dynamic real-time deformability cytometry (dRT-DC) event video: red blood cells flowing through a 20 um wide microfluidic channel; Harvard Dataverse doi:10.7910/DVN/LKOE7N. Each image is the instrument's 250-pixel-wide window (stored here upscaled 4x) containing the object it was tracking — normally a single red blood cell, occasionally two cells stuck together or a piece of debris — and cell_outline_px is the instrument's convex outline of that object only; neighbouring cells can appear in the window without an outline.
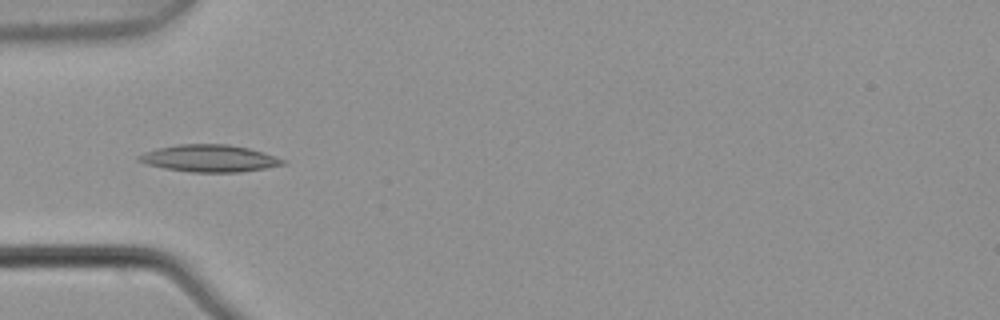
{"species": "common noctule bat (a hibernating species)", "species_latin": "Nyctalus noctula", "temperature_condition": "warm", "stored_images_in_passage": 5, "camera_frame_rate_fps": 3000, "um_per_image_px": 0.085, "animal": {"sex": "male", "body_mass_g": 21.5, "forearm_length_mm": 52.0}, "frame": {"image": 1, "passage_image": 3, "time_ms": 0.667, "image_size_px": [1000, 320], "cell_outline_px": [[288, 160], [284, 164], [264, 168], [240, 172], [192, 172], [164, 168], [148, 164], [136, 160], [136, 156], [144, 152], [176, 144], [228, 144], [248, 148]], "centroid_in_image_um": [17.79, 13.46], "position_along_channel_um": 67.2, "area_um2": 22.6}}
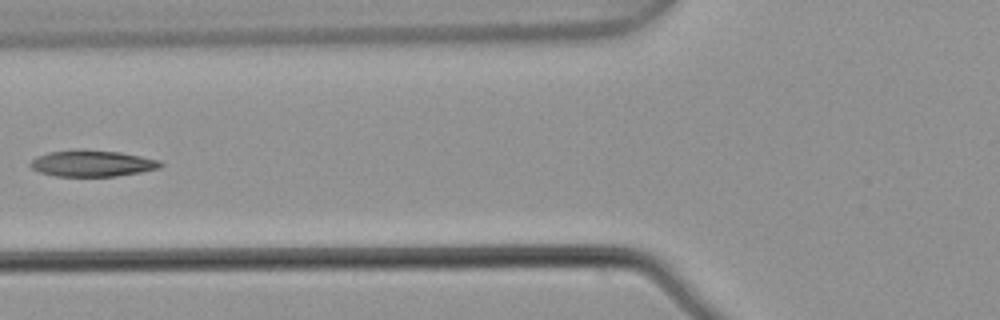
{"frame": {"image": 2, "passage_image": 4, "time_ms": 1.0, "image_size_px": [1000, 320], "cell_outline_px": [[164, 164], [160, 168], [140, 172], [116, 176], [56, 176], [40, 172], [32, 168], [28, 164], [36, 156], [48, 152], [120, 152], [160, 160]], "centroid_in_image_um": [7.87, 13.93], "position_along_channel_um": 117.9, "area_um2": 19.13}}
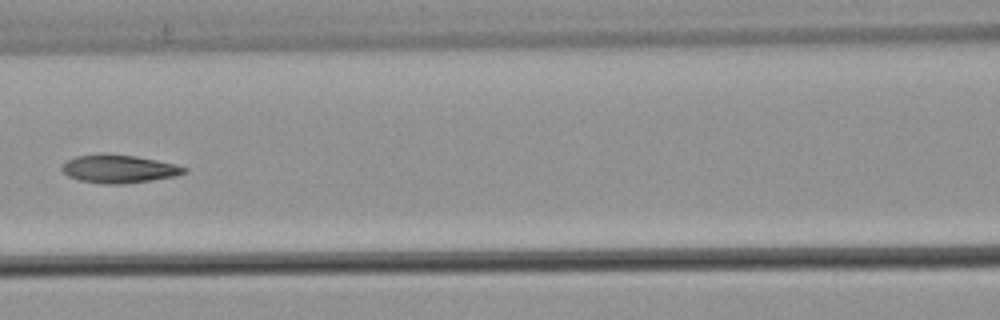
{"frame": {"image": 3, "passage_image": 5, "time_ms": 1.333, "image_size_px": [1000, 320], "cell_outline_px": [[188, 172], [176, 176], [152, 180], [120, 184], [104, 184], [80, 180], [68, 176], [60, 168], [68, 160], [76, 156], [136, 156], [176, 164], [188, 168]], "centroid_in_image_um": [10.18, 14.39], "position_along_channel_um": 156.4, "area_um2": 19.36}}